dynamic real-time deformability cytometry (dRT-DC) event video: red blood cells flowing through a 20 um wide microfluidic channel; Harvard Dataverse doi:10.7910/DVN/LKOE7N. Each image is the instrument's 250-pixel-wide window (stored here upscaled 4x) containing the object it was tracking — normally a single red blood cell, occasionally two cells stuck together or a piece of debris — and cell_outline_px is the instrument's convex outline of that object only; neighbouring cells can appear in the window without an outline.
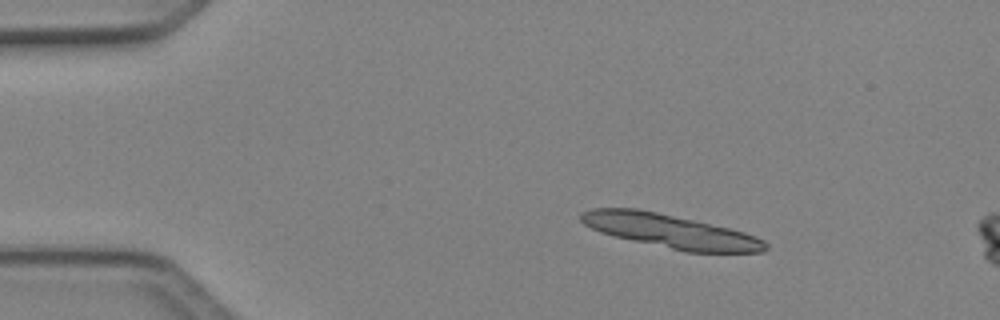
{"species": "Egyptian fruit bat (a non-hibernating species)", "species_latin": "Rousettus aegyptiacus", "temperature_condition": "cold", "stored_images_in_passage": 3, "camera_frame_rate_fps": 3000, "um_per_image_px": 0.085, "animal": {"sex": "female"}, "frame": {"image": 1, "passage_image": 2, "time_ms": 0.333, "image_size_px": [1000, 320], "cell_outline_px": [[768, 248], [764, 252], [684, 252], [632, 240], [600, 232], [584, 224], [580, 220], [580, 212], [592, 208], [640, 208], [728, 228], [744, 232], [756, 236], [764, 240], [768, 244]], "centroid_in_image_um": [56.98, 19.64], "position_along_channel_um": 28.0, "area_um2": 36.07}}